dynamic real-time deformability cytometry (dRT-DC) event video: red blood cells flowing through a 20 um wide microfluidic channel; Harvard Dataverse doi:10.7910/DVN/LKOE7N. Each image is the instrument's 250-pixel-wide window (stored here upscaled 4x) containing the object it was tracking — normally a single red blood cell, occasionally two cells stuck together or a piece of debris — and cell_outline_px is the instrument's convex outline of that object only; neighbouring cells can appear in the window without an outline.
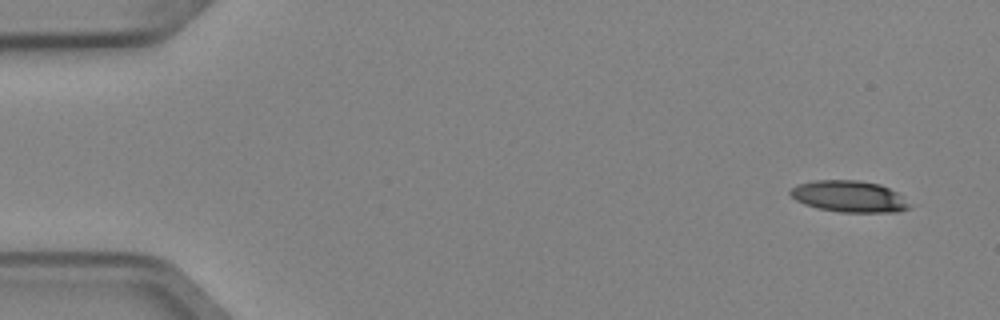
{"species": "Egyptian fruit bat (a non-hibernating species)", "species_latin": "Rousettus aegyptiacus", "temperature_condition": "cold", "stored_images_in_passage": 6, "camera_frame_rate_fps": 3000, "um_per_image_px": 0.085, "animal": {"sex": "female"}, "frame": {"image": 1, "passage_image": 1, "time_ms": 0.0, "image_size_px": [1000, 320], "cell_outline_px": [[912, 208], [900, 212], [840, 212], [816, 208], [804, 204], [796, 200], [788, 192], [796, 184], [812, 180], [860, 180], [880, 184], [896, 192], [912, 204]], "centroid_in_image_um": [72.19, 16.7], "position_along_channel_um": 12.8, "area_um2": 22.14}}
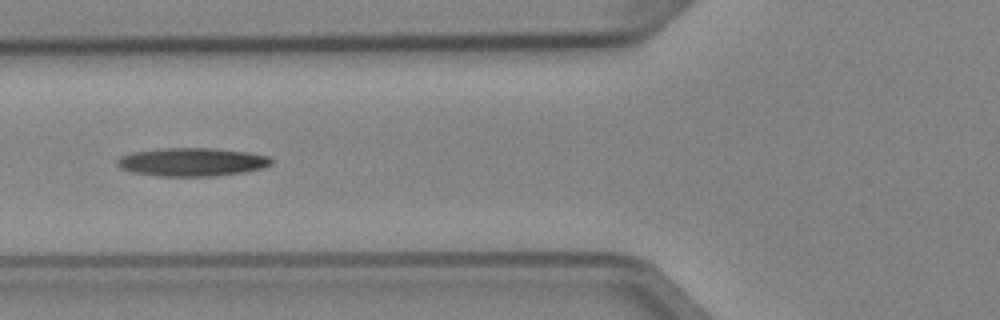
{"frame": {"image": 2, "passage_image": 6, "time_ms": 1.667, "image_size_px": [1000, 320], "cell_outline_px": [[272, 164], [264, 168], [244, 172], [216, 176], [160, 176], [132, 172], [120, 168], [116, 164], [116, 160], [120, 156], [132, 152], [160, 148], [212, 148], [248, 152], [268, 156], [272, 160]], "centroid_in_image_um": [16.31, 13.77], "position_along_channel_um": 109.5, "area_um2": 25.61}}